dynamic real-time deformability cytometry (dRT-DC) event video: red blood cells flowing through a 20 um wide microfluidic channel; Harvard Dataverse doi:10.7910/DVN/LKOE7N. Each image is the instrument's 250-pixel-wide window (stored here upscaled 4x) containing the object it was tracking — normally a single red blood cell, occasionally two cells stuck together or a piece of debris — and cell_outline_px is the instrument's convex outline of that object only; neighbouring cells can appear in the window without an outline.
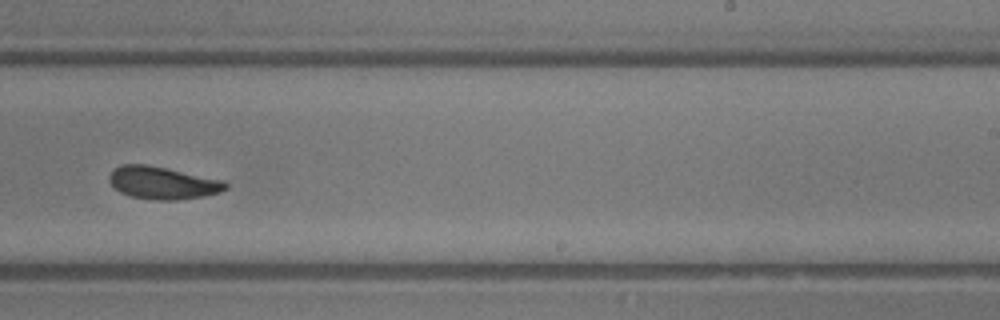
{"species": "common noctule bat (a hibernating species)", "species_latin": "Nyctalus noctula", "temperature_condition": "room temperature", "stored_images_in_passage": 30, "camera_frame_rate_fps": 3000, "um_per_image_px": 0.085, "animal": {"sex": "male", "body_mass_g": 13.3}, "frame": {"image": 1, "passage_image": 18, "time_ms": 5.667, "image_size_px": [1000, 320], "cell_outline_px": [[228, 188], [220, 192], [204, 196], [176, 200], [156, 200], [132, 196], [120, 192], [108, 180], [108, 176], [116, 168], [124, 164], [144, 164], [224, 180], [228, 184]], "centroid_in_image_um": [13.85, 15.55], "position_along_channel_um": 275.1, "area_um2": 21.73}, "authors_computed_cell_mechanics": {"area_um2": 22.0507, "velocity_mm_per_s": 4.6624, "shape_relaxation_time_tau1_ms": 2.7054, "shape_relaxation_time_tau2_ms": 2.7178, "deformation_change_tau1": 0.1086, "deformation_change_tau2": 0.0825}}